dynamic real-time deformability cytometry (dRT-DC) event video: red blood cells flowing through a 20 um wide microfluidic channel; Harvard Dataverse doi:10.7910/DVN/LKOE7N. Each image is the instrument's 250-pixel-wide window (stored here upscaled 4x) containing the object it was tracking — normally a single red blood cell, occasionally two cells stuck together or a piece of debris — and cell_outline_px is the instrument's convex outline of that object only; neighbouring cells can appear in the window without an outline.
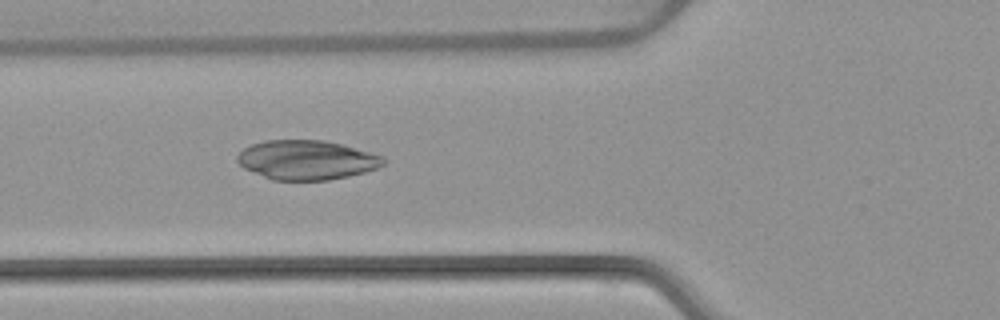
{"species": "common noctule bat (a hibernating species)", "species_latin": "Nyctalus noctula", "temperature_condition": "warm", "stored_images_in_passage": 52, "camera_frame_rate_fps": 3000, "um_per_image_px": 0.085, "animal": {"sex": "female", "body_mass_g": 22.7, "forearm_length_mm": 54.2}, "frame": {"image": 1, "passage_image": 19, "time_ms": 6.0, "image_size_px": [1000, 320], "cell_outline_px": [[384, 164], [376, 168], [364, 172], [348, 176], [328, 180], [272, 180], [244, 168], [236, 160], [236, 156], [244, 148], [252, 144], [264, 140], [324, 140], [340, 144], [368, 152], [380, 156], [384, 160]], "centroid_in_image_um": [26.01, 13.6], "position_along_channel_um": 99.8, "area_um2": 33.18}}
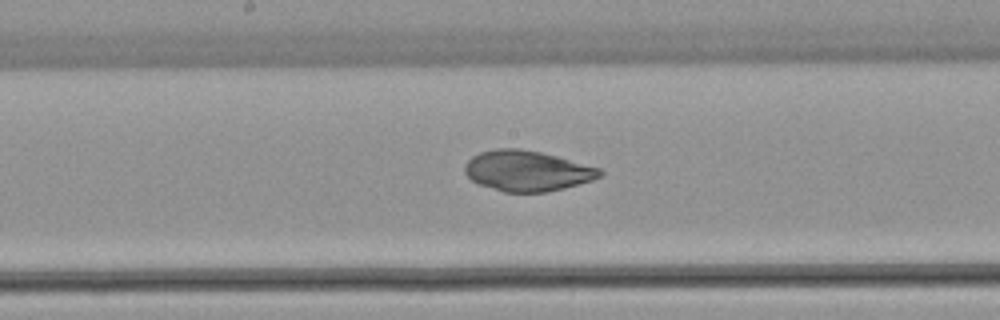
{"frame": {"image": 2, "passage_image": 27, "time_ms": 8.667, "image_size_px": [1000, 320], "cell_outline_px": [[604, 172], [600, 176], [592, 180], [564, 188], [544, 192], [504, 192], [480, 184], [472, 180], [464, 172], [464, 164], [472, 156], [480, 152], [496, 148], [520, 148], [540, 152], [556, 156], [600, 168]], "centroid_in_image_um": [44.78, 14.51], "position_along_channel_um": 203.4, "area_um2": 31.73}}
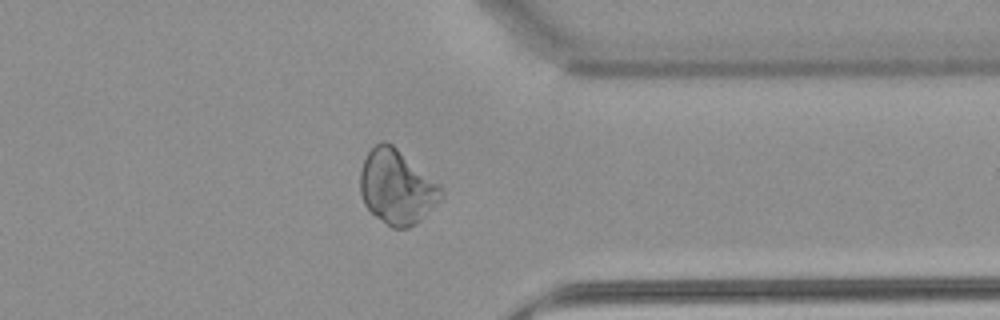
{"frame": {"image": 3, "passage_image": 41, "time_ms": 13.333, "image_size_px": [1000, 320], "cell_outline_px": [[444, 196], [416, 224], [408, 228], [392, 228], [376, 216], [364, 204], [360, 192], [360, 172], [364, 160], [368, 152], [380, 140], [384, 140], [392, 144], [440, 184], [444, 188]], "centroid_in_image_um": [33.74, 15.89], "position_along_channel_um": 377.7, "area_um2": 35.03}}